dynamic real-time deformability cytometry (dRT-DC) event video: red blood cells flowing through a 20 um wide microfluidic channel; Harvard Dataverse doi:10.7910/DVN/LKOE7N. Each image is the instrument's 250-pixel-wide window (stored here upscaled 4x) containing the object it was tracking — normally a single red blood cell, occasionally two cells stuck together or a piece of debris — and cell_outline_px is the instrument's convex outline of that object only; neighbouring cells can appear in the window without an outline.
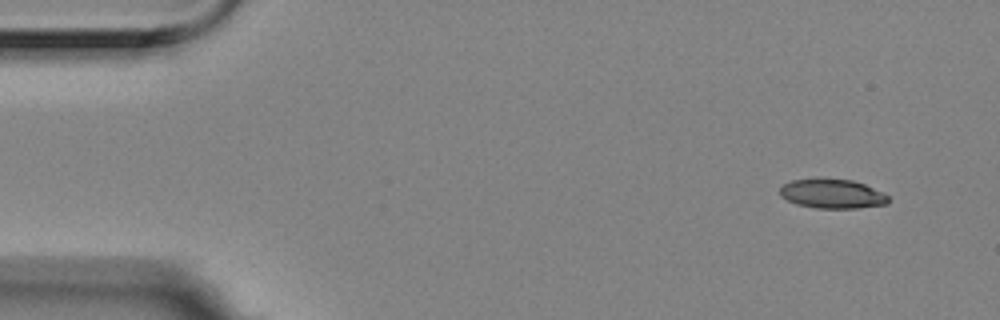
{"species": "Egyptian fruit bat (a non-hibernating species)", "species_latin": "Rousettus aegyptiacus", "temperature_condition": "room temperature", "stored_images_in_passage": 14, "camera_frame_rate_fps": 3000, "um_per_image_px": 0.085, "animal": {"sex": "female"}, "frame": {"image": 1, "passage_image": 1, "time_ms": 0.0, "image_size_px": [1000, 320], "cell_outline_px": [[888, 204], [860, 208], [816, 208], [796, 204], [780, 196], [780, 188], [784, 184], [792, 180], [852, 180], [864, 184], [888, 196]], "centroid_in_image_um": [70.74, 16.5], "position_along_channel_um": 14.3, "area_um2": 18.03}}
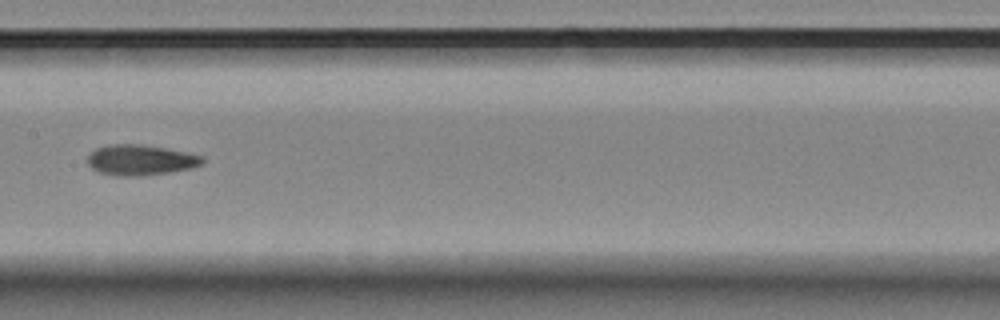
{"frame": {"image": 2, "passage_image": 7, "time_ms": 2.0, "image_size_px": [1000, 320], "cell_outline_px": [[204, 164], [192, 168], [168, 172], [140, 176], [116, 176], [100, 172], [92, 168], [88, 164], [88, 156], [96, 148], [108, 144], [140, 144], [164, 148], [204, 156]], "centroid_in_image_um": [11.95, 13.6], "position_along_channel_um": 195.4, "area_um2": 20.35}}
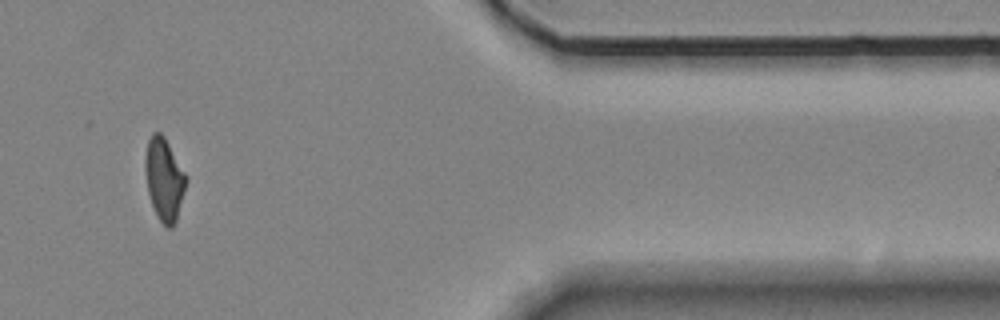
{"frame": {"image": 3, "passage_image": 12, "time_ms": 3.667, "image_size_px": [1000, 320], "cell_outline_px": [[188, 180], [176, 220], [172, 228], [168, 228], [160, 220], [152, 204], [148, 192], [144, 168], [144, 160], [148, 140], [152, 132], [160, 132], [164, 136], [188, 176]], "centroid_in_image_um": [13.97, 15.2], "position_along_channel_um": 397.4, "area_um2": 19.71}}